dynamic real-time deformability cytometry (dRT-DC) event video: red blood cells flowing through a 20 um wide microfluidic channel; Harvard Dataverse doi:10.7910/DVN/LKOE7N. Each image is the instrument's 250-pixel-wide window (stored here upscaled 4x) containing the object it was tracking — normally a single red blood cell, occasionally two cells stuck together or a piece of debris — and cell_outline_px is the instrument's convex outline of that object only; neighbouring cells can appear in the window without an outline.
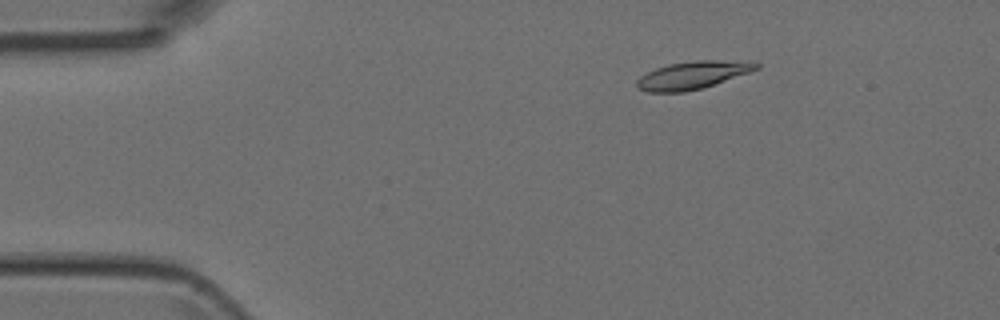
{"species": "Egyptian fruit bat (a non-hibernating species)", "species_latin": "Rousettus aegyptiacus", "temperature_condition": "room temperature", "stored_images_in_passage": 4, "camera_frame_rate_fps": 3000, "um_per_image_px": 0.085, "animal": {"sex": "female"}, "frame": {"image": 1, "passage_image": 2, "time_ms": 1.0, "image_size_px": [1000, 320], "cell_outline_px": [[760, 68], [700, 88], [684, 92], [648, 92], [640, 88], [636, 84], [636, 80], [640, 76], [656, 68], [668, 64], [696, 60], [716, 60], [760, 64]], "centroid_in_image_um": [58.78, 6.39], "position_along_channel_um": 26.2, "area_um2": 18.61}}
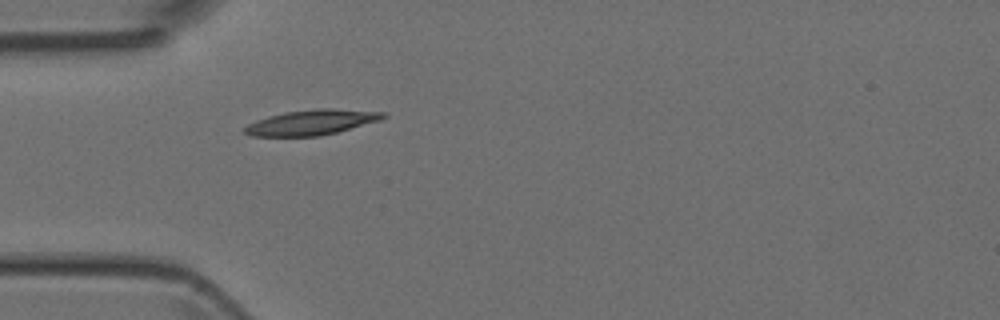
{"frame": {"image": 2, "passage_image": 4, "time_ms": 3.333, "image_size_px": [1000, 320], "cell_outline_px": [[388, 116], [380, 120], [336, 132], [320, 136], [252, 136], [244, 132], [244, 128], [248, 124], [256, 120], [268, 116], [284, 112], [316, 108], [332, 108], [384, 112]], "centroid_in_image_um": [26.48, 10.39], "position_along_channel_um": 58.5, "area_um2": 20.29}}